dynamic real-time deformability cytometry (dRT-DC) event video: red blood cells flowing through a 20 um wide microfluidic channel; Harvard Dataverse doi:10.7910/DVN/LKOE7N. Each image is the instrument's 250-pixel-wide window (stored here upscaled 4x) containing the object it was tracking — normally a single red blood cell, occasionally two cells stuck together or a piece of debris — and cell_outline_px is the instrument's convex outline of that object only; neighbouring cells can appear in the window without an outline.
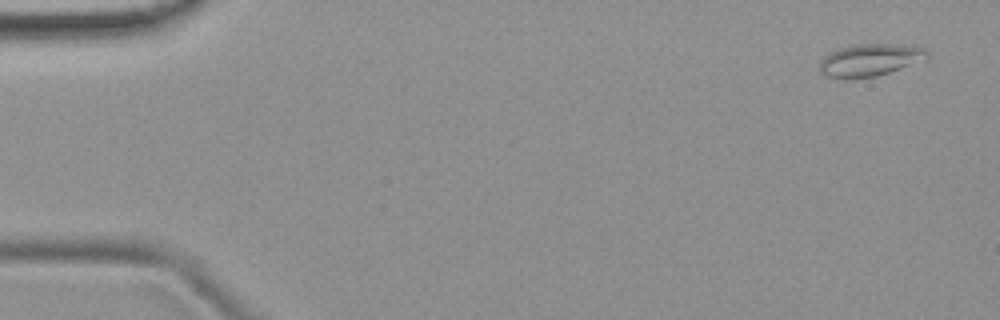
{"species": "common noctule bat (a hibernating species)", "species_latin": "Nyctalus noctula", "temperature_condition": "room temperature", "stored_images_in_passage": 50, "camera_frame_rate_fps": 3000, "um_per_image_px": 0.085, "animal": {"sex": "female", "body_mass_g": 19.9}, "frame": {"image": 1, "passage_image": 3, "time_ms": 0.667, "image_size_px": [1000, 320], "cell_outline_px": [[928, 56], [924, 60], [876, 76], [848, 80], [844, 80], [824, 76], [820, 72], [820, 60], [824, 56], [840, 48], [856, 44], [892, 44], [924, 48], [928, 52]], "centroid_in_image_um": [73.88, 5.13], "position_along_channel_um": 11.1, "area_um2": 20.23}}
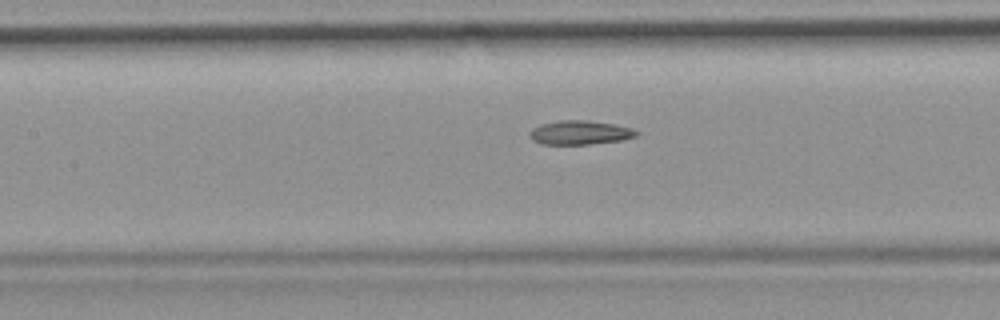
{"frame": {"image": 2, "passage_image": 24, "time_ms": 7.667, "image_size_px": [1000, 320], "cell_outline_px": [[640, 132], [636, 136], [620, 140], [592, 144], [540, 144], [532, 140], [528, 136], [528, 132], [532, 128], [540, 124], [560, 120], [588, 120], [612, 124], [632, 128]], "centroid_in_image_um": [49.24, 11.27], "position_along_channel_um": 158.2, "area_um2": 15.03}}
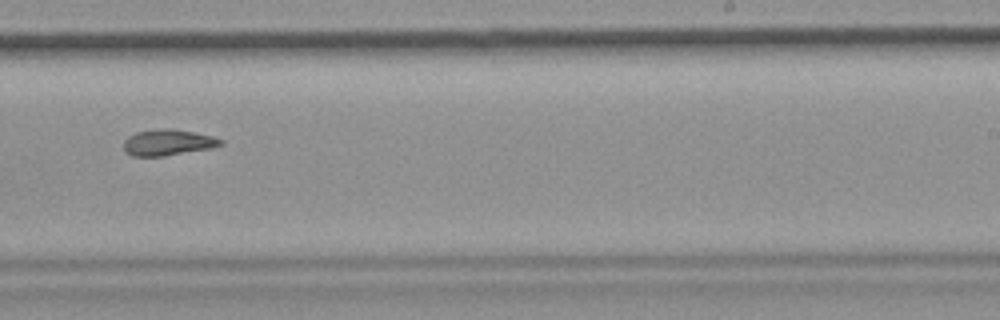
{"frame": {"image": 3, "passage_image": 33, "time_ms": 10.667, "image_size_px": [1000, 320], "cell_outline_px": [[224, 144], [208, 148], [164, 156], [132, 156], [124, 152], [124, 140], [128, 136], [136, 132], [168, 128], [172, 128], [212, 136], [224, 140]], "centroid_in_image_um": [14.24, 12.11], "position_along_channel_um": 274.8, "area_um2": 14.57}}